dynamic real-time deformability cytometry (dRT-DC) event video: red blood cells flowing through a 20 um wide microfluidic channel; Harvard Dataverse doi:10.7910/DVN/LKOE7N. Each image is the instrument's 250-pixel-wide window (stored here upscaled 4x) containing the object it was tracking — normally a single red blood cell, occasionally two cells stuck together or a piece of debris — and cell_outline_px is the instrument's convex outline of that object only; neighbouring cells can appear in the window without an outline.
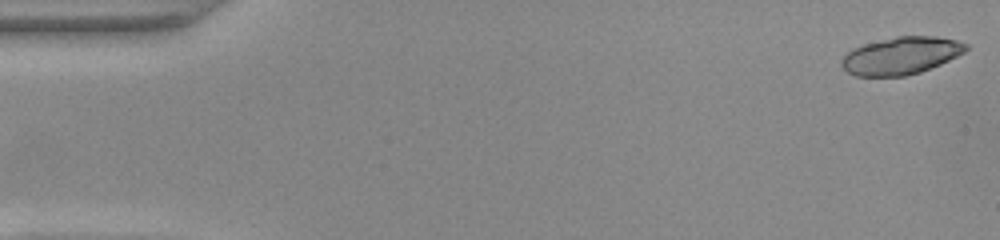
{"species": "common noctule bat (a hibernating species)", "species_latin": "Nyctalus noctula", "temperature_condition": "warm", "stored_images_in_passage": 49, "camera_frame_rate_fps": 3000, "um_per_image_px": 0.085, "animal": {"sex": "female", "body_mass_g": 22.0, "forearm_length_mm": 56.7}, "frame": {"image": 1, "passage_image": 1, "time_ms": 0.0, "image_size_px": [1000, 240], "cell_outline_px": [[968, 48], [964, 52], [940, 64], [920, 72], [904, 76], [856, 76], [848, 72], [840, 64], [840, 60], [852, 48], [864, 44], [896, 36], [936, 36], [956, 40], [968, 44]], "centroid_in_image_um": [76.57, 4.73], "position_along_channel_um": 8.4, "area_um2": 26.99}}
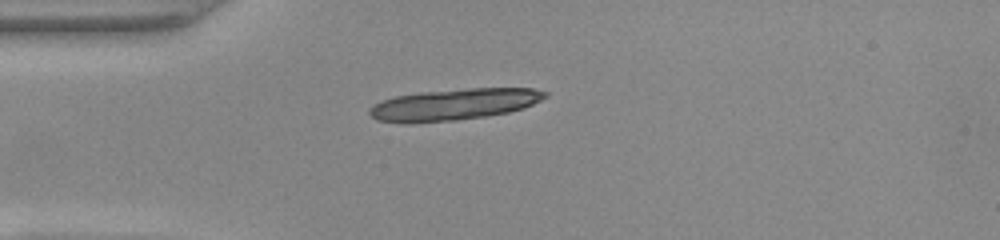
{"frame": {"image": 2, "passage_image": 13, "time_ms": 4.0, "image_size_px": [1000, 240], "cell_outline_px": [[548, 96], [524, 108], [508, 112], [484, 116], [456, 120], [376, 120], [368, 112], [368, 108], [380, 100], [396, 96], [420, 92], [468, 88], [532, 88], [548, 92]], "centroid_in_image_um": [38.67, 8.83], "position_along_channel_um": 46.3, "area_um2": 31.15}, "authors_computed_cell_mechanics": {"area_um2": 26.9926, "velocity_mm_per_s": 4.0862, "shape_relaxation_time_tau1_ms": 2.3912, "shape_relaxation_time_tau2_ms": 1.5693, "deformation_change_tau1": 0.1454, "deformation_change_tau2": 0.0563}}